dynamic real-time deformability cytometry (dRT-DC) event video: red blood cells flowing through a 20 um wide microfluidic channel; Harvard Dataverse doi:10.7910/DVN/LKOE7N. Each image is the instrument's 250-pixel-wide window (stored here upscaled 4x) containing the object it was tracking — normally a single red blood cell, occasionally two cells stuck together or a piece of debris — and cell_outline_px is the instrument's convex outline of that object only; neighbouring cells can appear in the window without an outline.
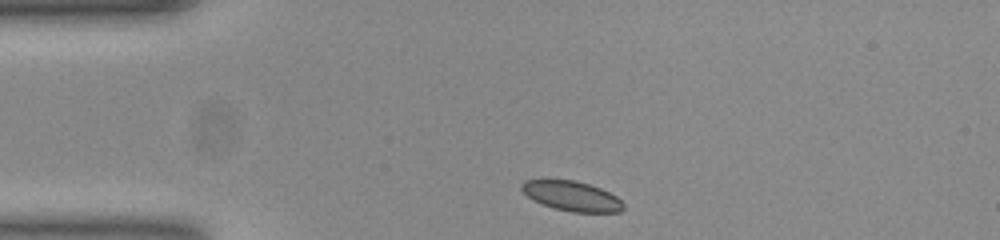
{"species": "common noctule bat (a hibernating species)", "species_latin": "Nyctalus noctula", "temperature_condition": "room temperature", "stored_images_in_passage": 34, "camera_frame_rate_fps": 3000, "um_per_image_px": 0.085, "animal": {"sex": "female", "body_mass_g": 23.0, "forearm_length_mm": 53.4}, "frame": {"image": 1, "passage_image": 1, "time_ms": 0.0, "image_size_px": [1000, 240], "cell_outline_px": [[624, 208], [620, 212], [572, 212], [556, 208], [532, 200], [520, 188], [520, 184], [524, 180], [576, 180], [600, 188], [616, 196], [624, 204]], "centroid_in_image_um": [48.6, 16.66], "position_along_channel_um": 36.4, "area_um2": 17.51}}
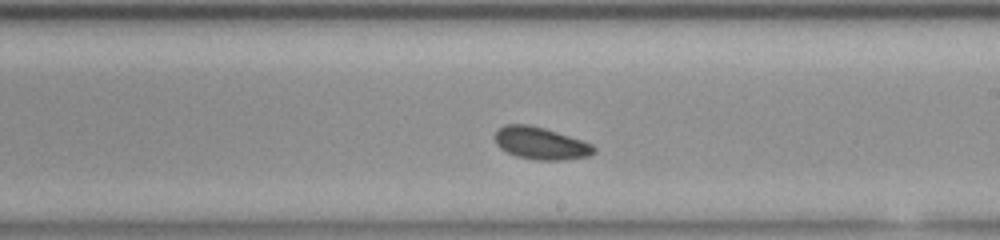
{"frame": {"image": 2, "passage_image": 20, "time_ms": 6.333, "image_size_px": [1000, 240], "cell_outline_px": [[596, 152], [588, 156], [560, 160], [536, 160], [516, 156], [500, 148], [496, 144], [496, 132], [504, 124], [528, 124], [544, 128], [592, 144], [596, 148]], "centroid_in_image_um": [45.95, 12.18], "position_along_channel_um": 243.0, "area_um2": 18.38}}
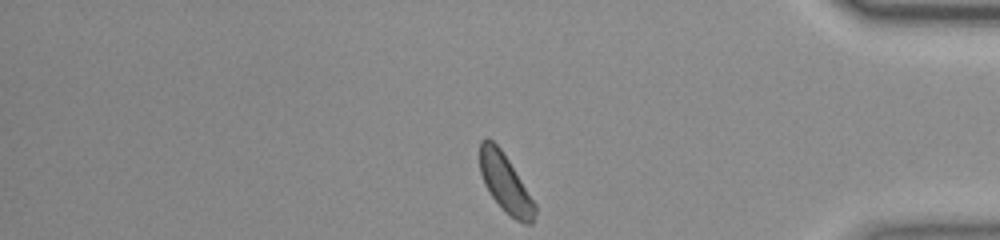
{"frame": {"image": 3, "passage_image": 34, "time_ms": 11.0, "image_size_px": [1000, 240], "cell_outline_px": [[536, 212], [532, 224], [524, 224], [516, 220], [492, 196], [484, 184], [480, 172], [480, 140], [484, 136], [492, 140], [500, 148], [508, 160], [536, 204]], "centroid_in_image_um": [42.95, 15.55], "position_along_channel_um": 392.3, "area_um2": 18.26}, "authors_computed_cell_mechanics": {"area_um2": 18.3804, "velocity_mm_per_s": 3.8144, "shape_relaxation_time_tau1_ms": 2.2842, "shape_relaxation_time_tau2_ms": null, "deformation_change_tau1": 0.045, "deformation_change_tau2": null}}